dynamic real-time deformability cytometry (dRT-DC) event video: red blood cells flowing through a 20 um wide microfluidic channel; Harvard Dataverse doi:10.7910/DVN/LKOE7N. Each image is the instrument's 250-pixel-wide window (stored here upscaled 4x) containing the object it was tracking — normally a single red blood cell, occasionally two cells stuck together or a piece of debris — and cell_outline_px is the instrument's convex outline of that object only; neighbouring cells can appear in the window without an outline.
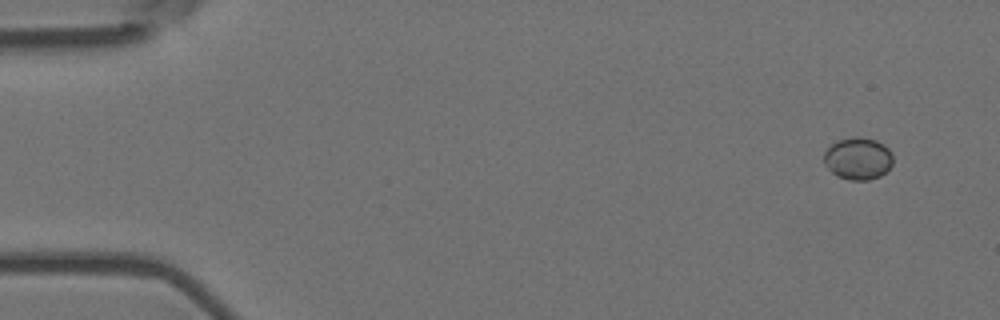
{"species": "Egyptian fruit bat (a non-hibernating species)", "species_latin": "Rousettus aegyptiacus", "temperature_condition": "room temperature", "stored_images_in_passage": 6, "camera_frame_rate_fps": 3000, "um_per_image_px": 0.085, "animal": {"sex": "female"}, "frame": {"image": 1, "passage_image": 1, "time_ms": 0.0, "image_size_px": [1000, 320], "cell_outline_px": [[892, 164], [880, 176], [868, 180], [848, 180], [836, 176], [824, 164], [824, 152], [836, 140], [852, 136], [860, 136], [876, 140], [884, 144], [888, 148], [892, 156]], "centroid_in_image_um": [72.91, 13.46], "position_along_channel_um": 12.1, "area_um2": 17.11}}
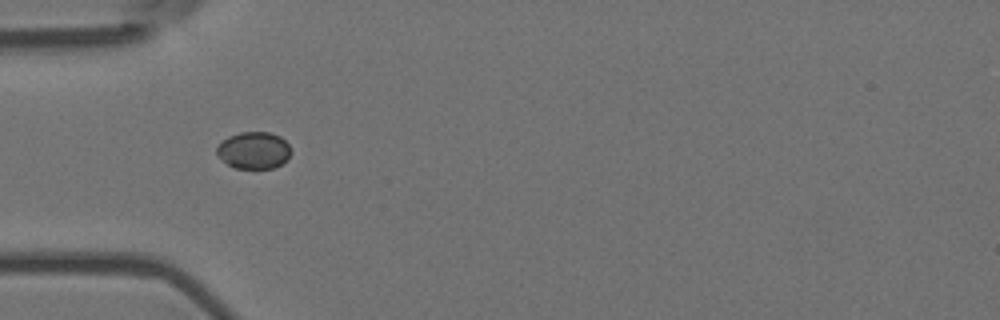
{"frame": {"image": 2, "passage_image": 5, "time_ms": 1.333, "image_size_px": [1000, 320], "cell_outline_px": [[292, 152], [288, 160], [272, 168], [236, 168], [228, 164], [216, 152], [216, 148], [228, 136], [240, 132], [268, 132], [280, 136], [288, 144]], "centroid_in_image_um": [21.61, 12.77], "position_along_channel_um": 63.4, "area_um2": 15.84}}
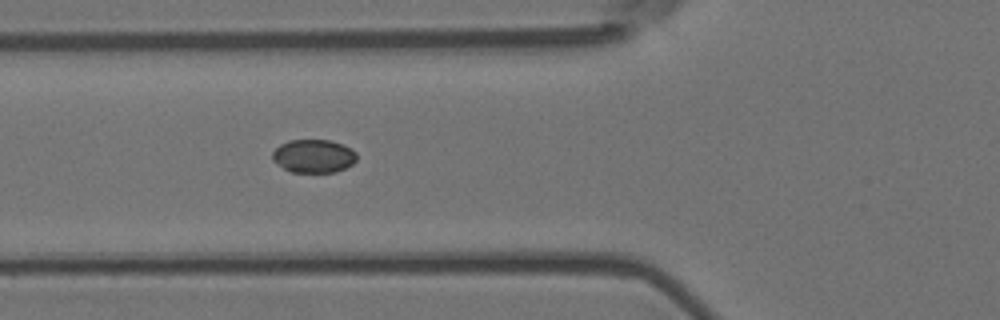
{"frame": {"image": 3, "passage_image": 6, "time_ms": 1.667, "image_size_px": [1000, 320], "cell_outline_px": [[356, 160], [352, 164], [336, 172], [292, 172], [284, 168], [272, 160], [272, 152], [280, 144], [288, 140], [328, 140], [352, 148], [356, 152]], "centroid_in_image_um": [26.64, 13.26], "position_along_channel_um": 99.2, "area_um2": 16.3}}